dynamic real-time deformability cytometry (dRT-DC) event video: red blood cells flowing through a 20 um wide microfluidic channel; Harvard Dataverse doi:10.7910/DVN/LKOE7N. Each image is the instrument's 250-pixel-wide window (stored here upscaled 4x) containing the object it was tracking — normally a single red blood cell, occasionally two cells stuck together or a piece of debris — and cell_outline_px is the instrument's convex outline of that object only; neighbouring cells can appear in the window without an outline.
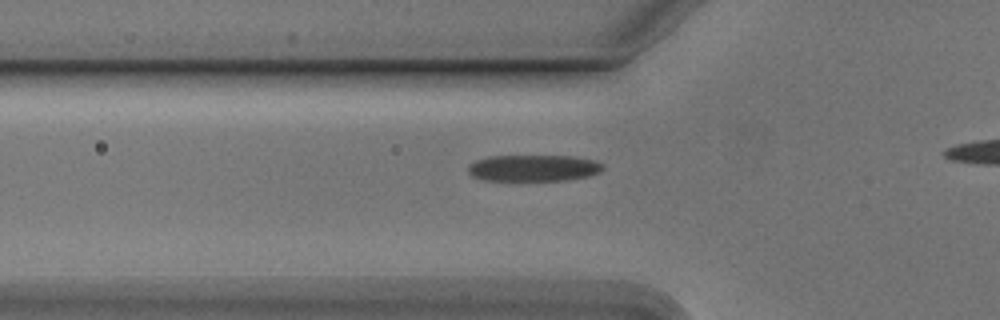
{"species": "Egyptian fruit bat (a non-hibernating species)", "species_latin": "Rousettus aegyptiacus", "temperature_condition": "cold", "stored_images_in_passage": 35, "camera_frame_rate_fps": 3000, "um_per_image_px": 0.085, "animal": {"sex": "male"}, "frame": {"image": 1, "passage_image": 9, "time_ms": 2.667, "image_size_px": [1000, 320], "cell_outline_px": [[604, 168], [600, 172], [588, 176], [568, 180], [484, 180], [472, 176], [468, 172], [468, 164], [476, 160], [488, 156], [572, 156], [596, 160], [604, 164]], "centroid_in_image_um": [45.36, 14.27], "position_along_channel_um": 80.4, "area_um2": 20.92}}
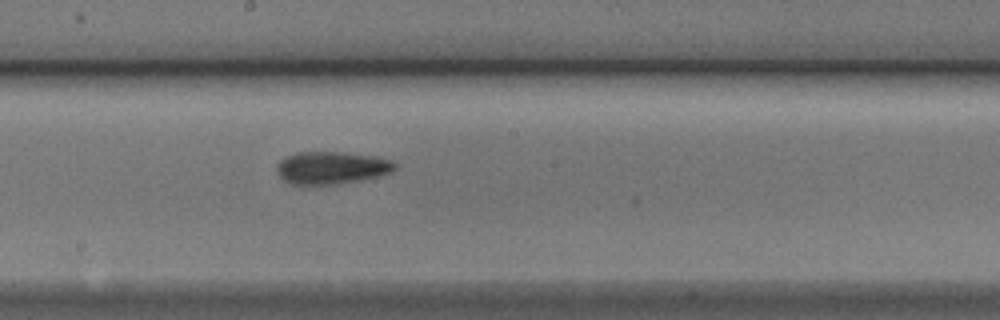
{"frame": {"image": 2, "passage_image": 20, "time_ms": 6.333, "image_size_px": [1000, 320], "cell_outline_px": [[396, 168], [392, 172], [360, 180], [336, 184], [292, 184], [284, 180], [276, 172], [276, 164], [284, 156], [296, 152], [340, 152], [376, 156], [392, 160], [396, 164]], "centroid_in_image_um": [28.16, 14.24], "position_along_channel_um": 220.0, "area_um2": 22.43}}
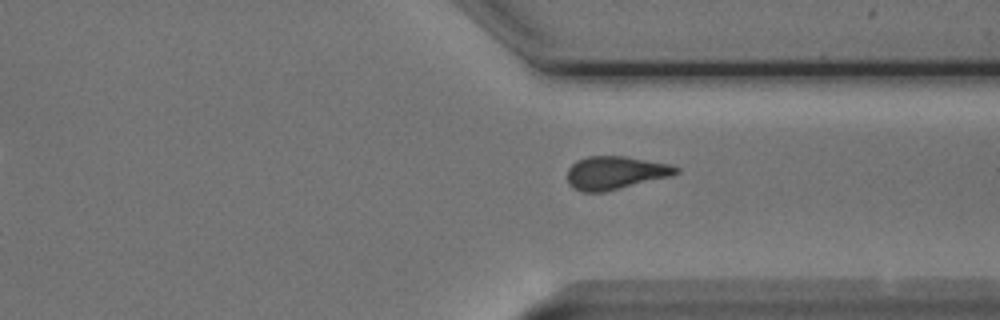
{"frame": {"image": 3, "passage_image": 31, "time_ms": 10.0, "image_size_px": [1000, 320], "cell_outline_px": [[680, 172], [668, 176], [604, 192], [584, 192], [572, 188], [568, 184], [568, 168], [576, 160], [588, 156], [624, 156], [668, 164], [680, 168]], "centroid_in_image_um": [52.25, 14.68], "position_along_channel_um": 359.2, "area_um2": 20.75}}